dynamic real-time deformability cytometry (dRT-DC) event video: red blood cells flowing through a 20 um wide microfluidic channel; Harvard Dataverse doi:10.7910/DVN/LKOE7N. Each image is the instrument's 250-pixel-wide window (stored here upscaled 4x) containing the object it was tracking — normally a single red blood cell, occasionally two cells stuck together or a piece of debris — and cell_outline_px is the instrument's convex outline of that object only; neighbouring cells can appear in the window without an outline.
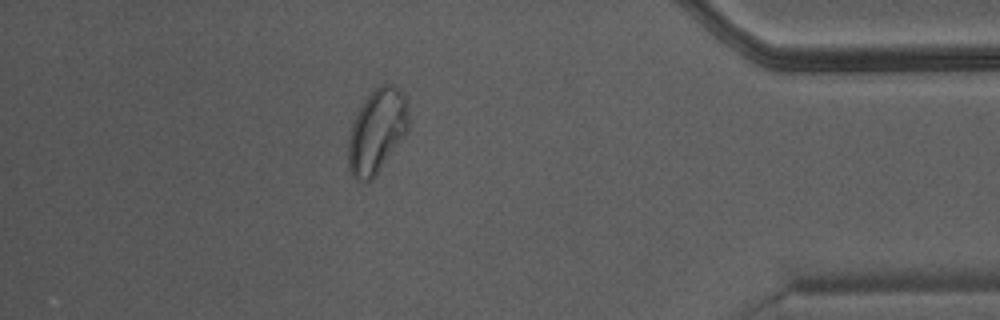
{"species": "Egyptian fruit bat (a non-hibernating species)", "species_latin": "Rousettus aegyptiacus", "temperature_condition": "warm", "stored_images_in_passage": 34, "camera_frame_rate_fps": 3000, "um_per_image_px": 0.085, "animal": {"sex": "male"}, "frame": {"image": 1, "passage_image": 29, "time_ms": 9.333, "image_size_px": [1000, 320], "cell_outline_px": [[408, 132], [376, 176], [372, 180], [356, 180], [352, 176], [348, 168], [348, 140], [352, 124], [364, 100], [380, 84], [392, 84], [400, 88], [408, 96]], "centroid_in_image_um": [32.07, 11.14], "position_along_channel_um": 403.1, "area_um2": 29.94}}